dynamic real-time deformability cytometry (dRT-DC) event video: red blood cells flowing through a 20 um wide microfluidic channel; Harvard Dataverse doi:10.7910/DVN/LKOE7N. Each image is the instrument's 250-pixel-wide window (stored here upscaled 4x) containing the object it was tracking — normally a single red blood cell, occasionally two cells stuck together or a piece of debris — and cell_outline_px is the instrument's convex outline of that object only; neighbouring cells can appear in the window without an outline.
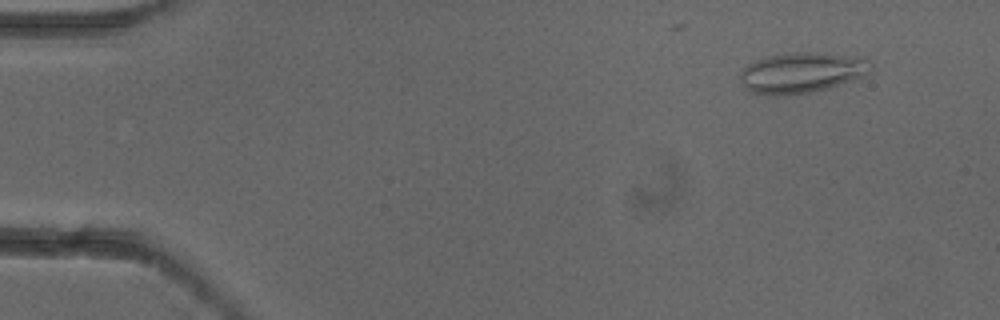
{"species": "common noctule bat (a hibernating species)", "species_latin": "Nyctalus noctula", "temperature_condition": "cold", "stored_images_in_passage": 6, "camera_frame_rate_fps": 3000, "um_per_image_px": 0.085, "animal": {"sex": "female"}, "frame": {"image": 1, "passage_image": 2, "time_ms": 0.333, "image_size_px": [1000, 320], "cell_outline_px": [[872, 72], [864, 76], [828, 88], [812, 92], [784, 96], [772, 96], [748, 92], [744, 88], [740, 80], [740, 72], [748, 64], [756, 60], [772, 56], [792, 52], [816, 52], [856, 56], [868, 60], [872, 64]], "centroid_in_image_um": [68.14, 6.19], "position_along_channel_um": 16.9, "area_um2": 31.21}}